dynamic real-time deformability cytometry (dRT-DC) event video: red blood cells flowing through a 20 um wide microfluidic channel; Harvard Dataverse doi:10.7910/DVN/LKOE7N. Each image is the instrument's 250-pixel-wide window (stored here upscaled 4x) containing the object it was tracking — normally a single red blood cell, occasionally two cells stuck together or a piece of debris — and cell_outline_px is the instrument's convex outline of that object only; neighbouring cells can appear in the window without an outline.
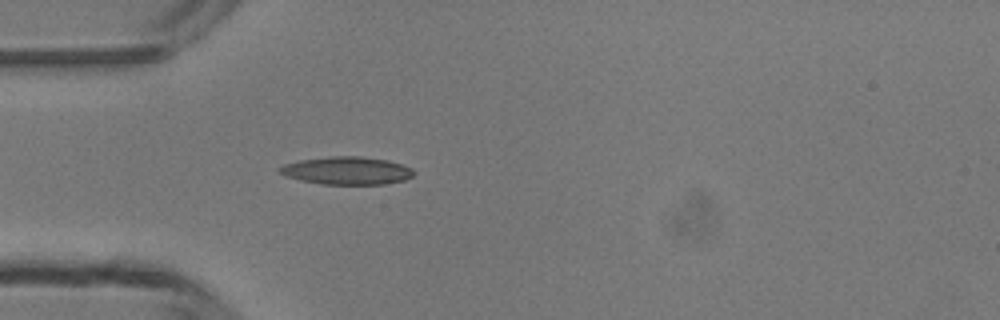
{"species": "common noctule bat (a hibernating species)", "species_latin": "Nyctalus noctula", "temperature_condition": "room temperature", "stored_images_in_passage": 1, "camera_frame_rate_fps": 3000, "um_per_image_px": 0.085, "animal": {"sex": "male", "body_mass_g": 13.3}, "frame": {"image": 1, "passage_image": 1, "time_ms": 0.0, "image_size_px": [1000, 320], "cell_outline_px": [[416, 172], [412, 176], [404, 180], [384, 184], [320, 184], [300, 180], [284, 176], [276, 168], [284, 164], [300, 160], [328, 156], [360, 156], [388, 160], [412, 168]], "centroid_in_image_um": [29.46, 14.5], "position_along_channel_um": 55.5, "area_um2": 21.85}}